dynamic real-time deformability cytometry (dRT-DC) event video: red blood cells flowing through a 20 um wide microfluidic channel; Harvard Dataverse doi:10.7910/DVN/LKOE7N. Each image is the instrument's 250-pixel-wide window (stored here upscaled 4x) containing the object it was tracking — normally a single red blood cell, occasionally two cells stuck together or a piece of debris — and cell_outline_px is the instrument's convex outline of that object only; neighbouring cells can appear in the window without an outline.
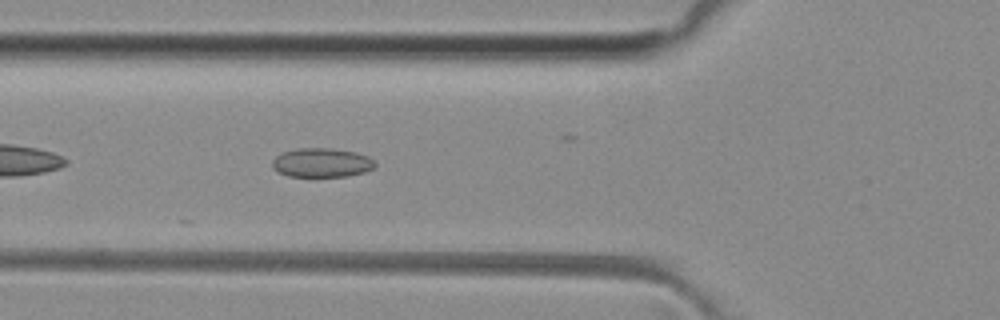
{"species": "common noctule bat (a hibernating species)", "species_latin": "Nyctalus noctula", "temperature_condition": "room temperature", "stored_images_in_passage": 16, "camera_frame_rate_fps": 3000, "um_per_image_px": 0.085, "animal": {"sex": "female", "body_mass_g": 29.2, "forearm_length_mm": 56.3}, "frame": {"image": 1, "passage_image": 3, "time_ms": 0.667, "image_size_px": [1000, 320], "cell_outline_px": [[376, 164], [372, 168], [364, 172], [348, 176], [288, 176], [276, 172], [272, 168], [272, 160], [276, 156], [284, 152], [296, 148], [328, 148], [356, 152], [368, 156]], "centroid_in_image_um": [27.3, 13.83], "position_along_channel_um": 98.5, "area_um2": 17.4}}
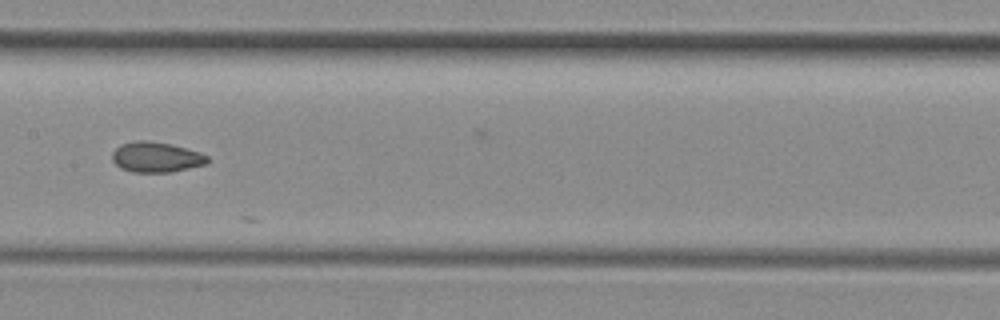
{"frame": {"image": 2, "passage_image": 10, "time_ms": 3.0, "image_size_px": [1000, 320], "cell_outline_px": [[208, 164], [172, 172], [132, 172], [120, 168], [112, 160], [112, 152], [120, 144], [136, 140], [148, 140], [168, 144], [200, 152], [208, 156]], "centroid_in_image_um": [13.26, 13.36], "position_along_channel_um": 194.1, "area_um2": 16.88}}
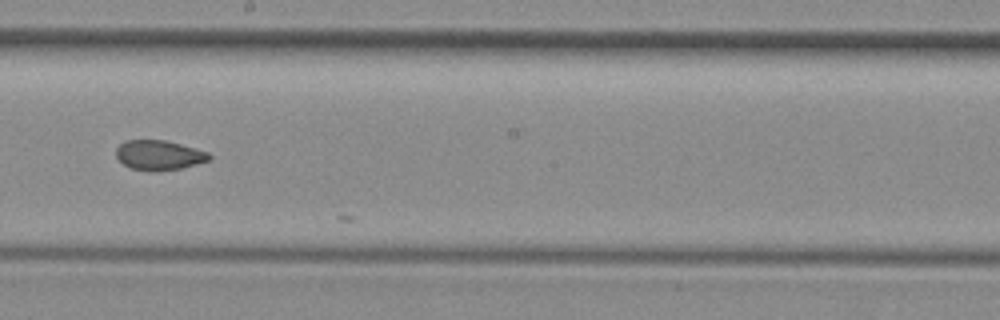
{"frame": {"image": 3, "passage_image": 13, "time_ms": 4.0, "image_size_px": [1000, 320], "cell_outline_px": [[212, 156], [208, 160], [196, 164], [180, 168], [152, 172], [132, 168], [124, 164], [116, 156], [116, 148], [124, 140], [164, 140], [180, 144], [208, 152]], "centroid_in_image_um": [13.49, 13.18], "position_along_channel_um": 234.7, "area_um2": 16.01}}